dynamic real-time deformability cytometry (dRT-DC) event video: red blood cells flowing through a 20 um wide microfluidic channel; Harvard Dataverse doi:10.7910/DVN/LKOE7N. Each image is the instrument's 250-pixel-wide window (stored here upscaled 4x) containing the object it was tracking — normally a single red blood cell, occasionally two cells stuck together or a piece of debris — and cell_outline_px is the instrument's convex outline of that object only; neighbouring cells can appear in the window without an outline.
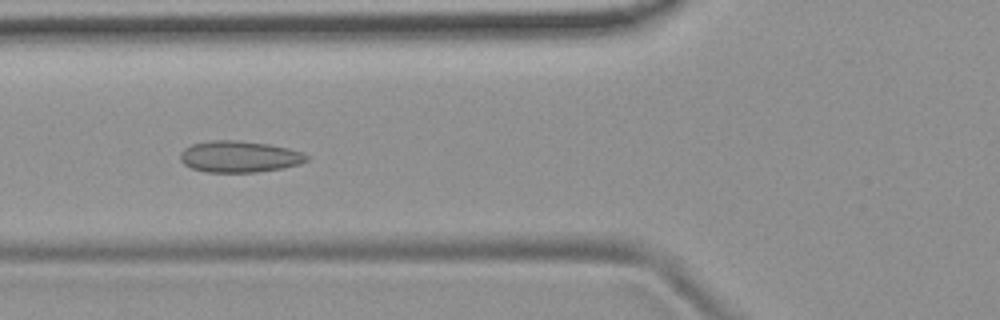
{"species": "common noctule bat (a hibernating species)", "species_latin": "Nyctalus noctula", "temperature_condition": "room temperature", "stored_images_in_passage": 46, "camera_frame_rate_fps": 3000, "um_per_image_px": 0.085, "animal": {"sex": "female", "body_mass_g": 19.9}, "frame": {"image": 1, "passage_image": 19, "time_ms": 6.0, "image_size_px": [1000, 320], "cell_outline_px": [[308, 160], [300, 164], [284, 168], [256, 172], [204, 172], [192, 168], [184, 164], [180, 160], [180, 152], [184, 148], [192, 144], [212, 140], [236, 140], [268, 144], [288, 148], [300, 152], [308, 156]], "centroid_in_image_um": [20.32, 13.32], "position_along_channel_um": 105.5, "area_um2": 23.18}}
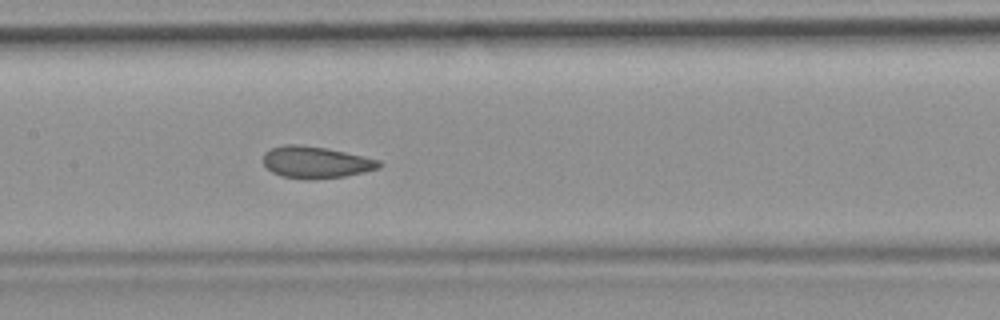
{"frame": {"image": 2, "passage_image": 25, "time_ms": 8.0, "image_size_px": [1000, 320], "cell_outline_px": [[384, 164], [380, 168], [364, 172], [344, 176], [312, 180], [308, 180], [280, 176], [272, 172], [264, 164], [264, 152], [272, 148], [284, 144], [296, 144], [324, 148], [344, 152], [380, 160]], "centroid_in_image_um": [26.85, 13.81], "position_along_channel_um": 180.5, "area_um2": 21.44}}
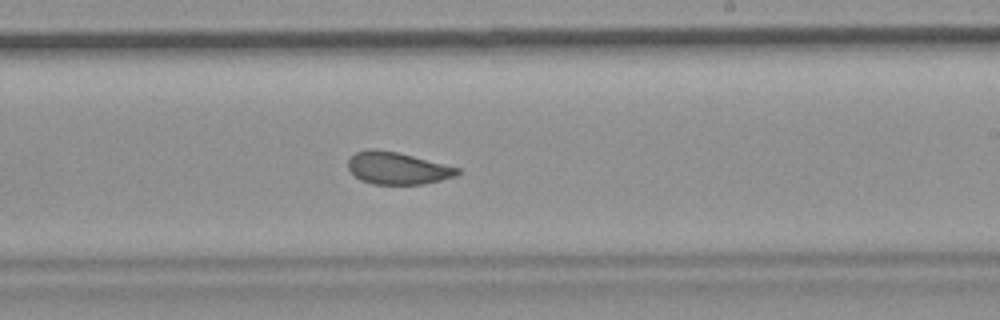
{"frame": {"image": 3, "passage_image": 31, "time_ms": 10.0, "image_size_px": [1000, 320], "cell_outline_px": [[460, 172], [456, 176], [424, 184], [372, 184], [360, 180], [348, 168], [348, 160], [356, 152], [368, 148], [376, 148], [396, 152], [460, 168]], "centroid_in_image_um": [33.76, 14.29], "position_along_channel_um": 255.2, "area_um2": 20.4}, "authors_computed_cell_mechanics": {"area_um2": 21.9351, "velocity_mm_per_s": 3.7621, "shape_relaxation_time_tau1_ms": null, "shape_relaxation_time_tau2_ms": 1.1078, "deformation_change_tau1": null, "deformation_change_tau2": 0.0605}}